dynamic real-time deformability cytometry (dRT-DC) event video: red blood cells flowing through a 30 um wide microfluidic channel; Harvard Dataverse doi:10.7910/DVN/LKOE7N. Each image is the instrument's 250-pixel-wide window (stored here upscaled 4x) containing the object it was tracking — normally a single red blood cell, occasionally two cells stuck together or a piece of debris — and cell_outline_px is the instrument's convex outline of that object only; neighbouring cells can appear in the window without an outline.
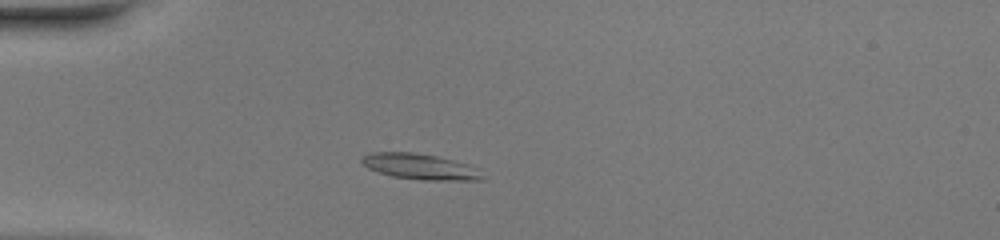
{"species": "common noctule bat (a hibernating species)", "species_latin": "Nyctalus noctula", "temperature_condition": "warm", "stored_images_in_passage": 37, "camera_frame_rate_fps": 3000, "um_per_image_px": 0.085, "animal": {"sex": "female", "body_mass_g": 20.0, "forearm_length_mm": 54.0}, "frame": {"image": 1, "passage_image": 1, "time_ms": 0.0, "image_size_px": [1000, 240], "cell_outline_px": [[484, 176], [480, 180], [420, 180], [392, 176], [376, 172], [368, 168], [360, 160], [364, 156], [372, 152], [412, 152], [436, 156], [452, 160], [476, 168]], "centroid_in_image_um": [35.66, 14.17], "position_along_channel_um": 49.3, "area_um2": 17.86}}
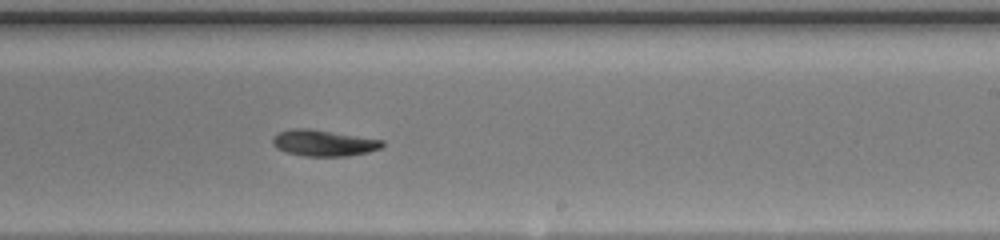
{"frame": {"image": 2, "passage_image": 18, "time_ms": 5.667, "image_size_px": [1000, 240], "cell_outline_px": [[384, 144], [380, 148], [368, 152], [348, 156], [304, 156], [284, 152], [276, 148], [272, 144], [272, 136], [280, 132], [292, 128], [308, 128], [384, 140]], "centroid_in_image_um": [27.47, 12.16], "position_along_channel_um": 261.5, "area_um2": 16.82}}
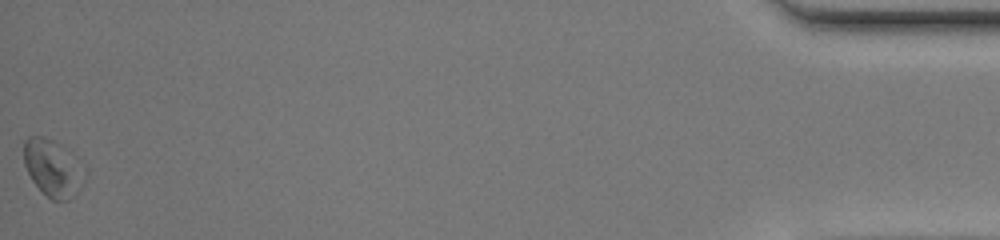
{"frame": {"image": 3, "passage_image": 37, "time_ms": 12.0, "image_size_px": [1000, 240], "cell_outline_px": [[88, 176], [80, 188], [68, 200], [52, 200], [32, 180], [24, 164], [24, 140], [28, 136], [44, 136], [60, 144], [84, 164], [88, 168]], "centroid_in_image_um": [4.55, 14.26], "position_along_channel_um": 430.6, "area_um2": 20.46}, "authors_computed_cell_mechanics": {"area_um2": 16.8198, "velocity_mm_per_s": 4.1127, "shape_relaxation_time_tau1_ms": 2.6783, "shape_relaxation_time_tau2_ms": null, "deformation_change_tau1": 0.1548, "deformation_change_tau2": null}}